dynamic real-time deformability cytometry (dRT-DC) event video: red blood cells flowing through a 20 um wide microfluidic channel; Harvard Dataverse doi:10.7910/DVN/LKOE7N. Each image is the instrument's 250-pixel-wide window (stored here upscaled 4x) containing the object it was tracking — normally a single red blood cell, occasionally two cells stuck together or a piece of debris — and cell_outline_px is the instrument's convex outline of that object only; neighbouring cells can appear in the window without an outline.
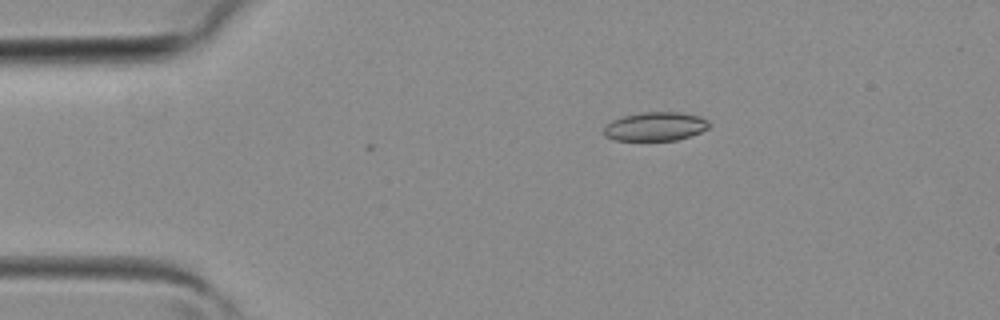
{"species": "common noctule bat (a hibernating species)", "species_latin": "Nyctalus noctula", "temperature_condition": "room temperature", "stored_images_in_passage": 2, "camera_frame_rate_fps": 3000, "um_per_image_px": 0.085, "animal": {"sex": "female", "body_mass_g": 19.3, "forearm_length_mm": 54.1}, "frame": {"image": 1, "passage_image": 1, "time_ms": 0.0, "image_size_px": [1000, 320], "cell_outline_px": [[708, 128], [700, 132], [676, 140], [616, 140], [604, 136], [604, 128], [612, 120], [624, 116], [640, 112], [680, 112], [700, 116], [708, 120]], "centroid_in_image_um": [55.7, 10.74], "position_along_channel_um": 29.3, "area_um2": 17.51}}